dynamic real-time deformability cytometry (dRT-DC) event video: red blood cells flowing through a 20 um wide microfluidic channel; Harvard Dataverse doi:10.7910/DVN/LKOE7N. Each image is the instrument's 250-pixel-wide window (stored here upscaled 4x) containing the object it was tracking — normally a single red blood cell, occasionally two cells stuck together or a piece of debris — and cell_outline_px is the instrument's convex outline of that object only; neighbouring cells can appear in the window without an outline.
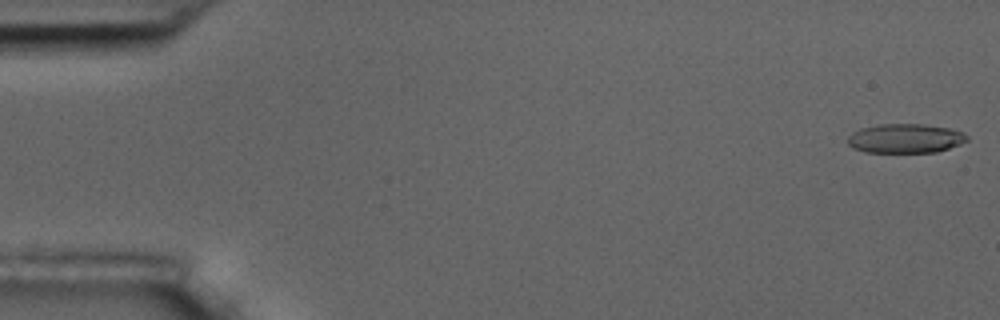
{"species": "common noctule bat (a hibernating species)", "species_latin": "Nyctalus noctula", "temperature_condition": "room temperature", "stored_images_in_passage": 13, "camera_frame_rate_fps": 3000, "um_per_image_px": 0.085, "animal": {"sex": "male", "body_mass_g": 17.5, "forearm_length_mm": 52.3}, "frame": {"image": 1, "passage_image": 1, "time_ms": 0.0, "image_size_px": [1000, 320], "cell_outline_px": [[968, 140], [960, 144], [936, 152], [864, 152], [852, 148], [848, 144], [848, 136], [852, 132], [860, 128], [880, 124], [924, 124], [948, 128], [964, 132], [968, 136]], "centroid_in_image_um": [76.94, 11.76], "position_along_channel_um": 8.1, "area_um2": 20.4}}
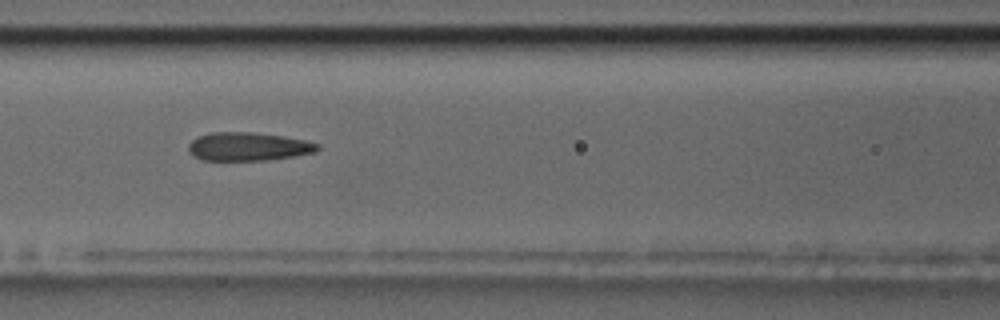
{"frame": {"image": 2, "passage_image": 7, "time_ms": 7.667, "image_size_px": [1000, 320], "cell_outline_px": [[320, 148], [316, 152], [268, 160], [200, 160], [192, 156], [188, 152], [188, 144], [196, 136], [212, 132], [252, 132], [284, 136], [304, 140], [320, 144]], "centroid_in_image_um": [21.06, 12.45], "position_along_channel_um": 145.5, "area_um2": 21.56}}
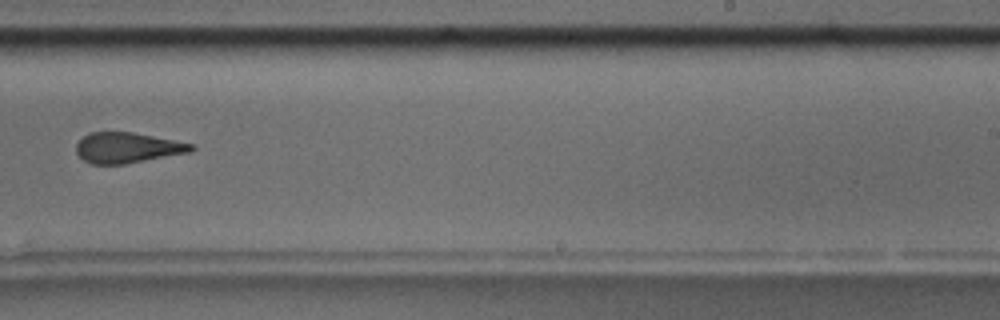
{"frame": {"image": 3, "passage_image": 10, "time_ms": 11.333, "image_size_px": [1000, 320], "cell_outline_px": [[196, 148], [192, 152], [124, 164], [92, 164], [84, 160], [76, 152], [76, 144], [88, 132], [132, 132], [196, 144]], "centroid_in_image_um": [10.86, 12.55], "position_along_channel_um": 278.1, "area_um2": 20.52}, "authors_computed_cell_mechanics": {"area_um2": 21.3282, "velocity_mm_per_s": 3.6296, "shape_relaxation_time_tau1_ms": 10.1068, "shape_relaxation_time_tau2_ms": null, "deformation_change_tau1": 0.2185, "deformation_change_tau2": null}}